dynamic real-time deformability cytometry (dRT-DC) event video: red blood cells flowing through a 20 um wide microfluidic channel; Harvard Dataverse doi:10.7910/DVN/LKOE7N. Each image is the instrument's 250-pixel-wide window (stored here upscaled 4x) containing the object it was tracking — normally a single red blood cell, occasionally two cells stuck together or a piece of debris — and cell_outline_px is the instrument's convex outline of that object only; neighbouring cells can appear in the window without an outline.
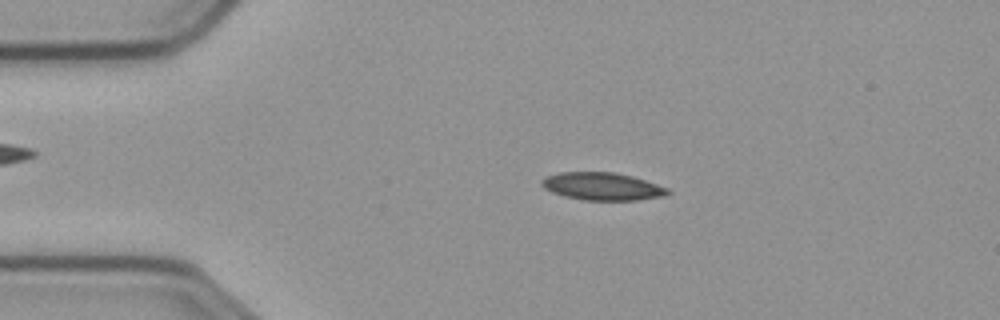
{"species": "common noctule bat (a hibernating species)", "species_latin": "Nyctalus noctula", "temperature_condition": "cold", "stored_images_in_passage": 56, "camera_frame_rate_fps": 3000, "um_per_image_px": 0.085, "animal": {"sex": "male", "body_mass_g": 23.1, "forearm_length_mm": 52.7}, "frame": {"image": 1, "passage_image": 11, "time_ms": 3.333, "image_size_px": [1000, 320], "cell_outline_px": [[672, 192], [664, 196], [636, 200], [584, 200], [564, 196], [552, 192], [544, 188], [540, 184], [540, 180], [544, 176], [560, 172], [612, 172], [632, 176], [668, 188]], "centroid_in_image_um": [51.16, 15.84], "position_along_channel_um": 33.8, "area_um2": 20.35}}
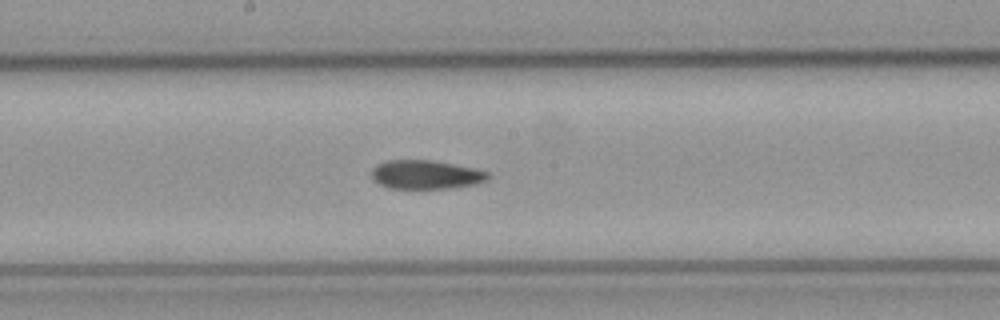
{"frame": {"image": 2, "passage_image": 29, "time_ms": 9.333, "image_size_px": [1000, 320], "cell_outline_px": [[492, 176], [488, 180], [476, 184], [452, 188], [388, 188], [372, 180], [372, 168], [376, 164], [388, 160], [428, 160], [476, 168], [488, 172]], "centroid_in_image_um": [36.21, 14.84], "position_along_channel_um": 212.0, "area_um2": 19.65}}
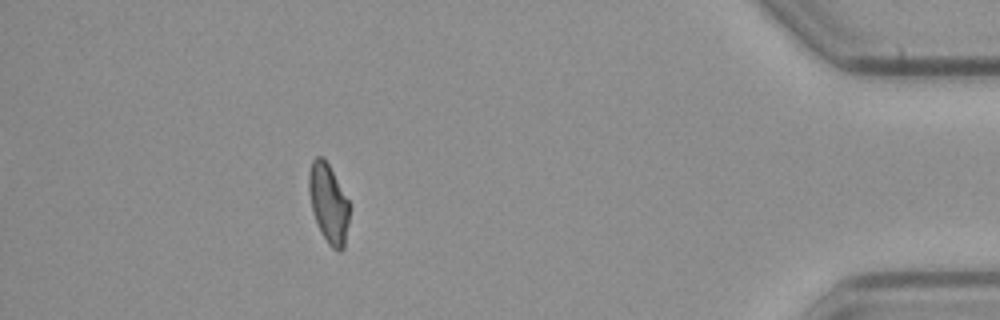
{"frame": {"image": 3, "passage_image": 50, "time_ms": 16.333, "image_size_px": [1000, 320], "cell_outline_px": [[348, 224], [344, 248], [340, 252], [336, 252], [328, 244], [312, 212], [308, 188], [308, 172], [312, 160], [316, 156], [324, 156], [348, 200]], "centroid_in_image_um": [27.9, 17.27], "position_along_channel_um": 407.3, "area_um2": 18.55}, "authors_computed_cell_mechanics": {"area_um2": 19.9121, "velocity_mm_per_s": 3.6052, "shape_relaxation_time_tau1_ms": null, "shape_relaxation_time_tau2_ms": 4.4234, "deformation_change_tau1": null, "deformation_change_tau2": 0.1078}}